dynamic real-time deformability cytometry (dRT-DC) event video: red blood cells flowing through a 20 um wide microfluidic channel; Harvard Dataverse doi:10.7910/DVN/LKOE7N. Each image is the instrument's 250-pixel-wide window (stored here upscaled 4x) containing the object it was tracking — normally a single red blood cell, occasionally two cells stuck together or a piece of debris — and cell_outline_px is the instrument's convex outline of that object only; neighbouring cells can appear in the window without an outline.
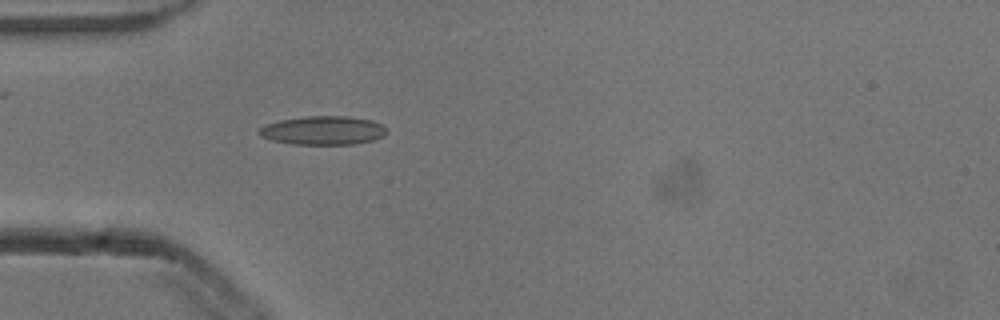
{"species": "common noctule bat (a hibernating species)", "species_latin": "Nyctalus noctula", "temperature_condition": "cold", "stored_images_in_passage": 4, "camera_frame_rate_fps": 3000, "um_per_image_px": 0.085, "animal": {"sex": "male", "body_mass_g": 13.3}, "frame": {"image": 1, "passage_image": 4, "time_ms": 1.0, "image_size_px": [1000, 320], "cell_outline_px": [[388, 132], [384, 136], [372, 140], [352, 144], [292, 144], [272, 140], [260, 136], [256, 132], [264, 124], [280, 120], [304, 116], [348, 116], [372, 120], [380, 124]], "centroid_in_image_um": [27.42, 11.08], "position_along_channel_um": 57.6, "area_um2": 21.39}}